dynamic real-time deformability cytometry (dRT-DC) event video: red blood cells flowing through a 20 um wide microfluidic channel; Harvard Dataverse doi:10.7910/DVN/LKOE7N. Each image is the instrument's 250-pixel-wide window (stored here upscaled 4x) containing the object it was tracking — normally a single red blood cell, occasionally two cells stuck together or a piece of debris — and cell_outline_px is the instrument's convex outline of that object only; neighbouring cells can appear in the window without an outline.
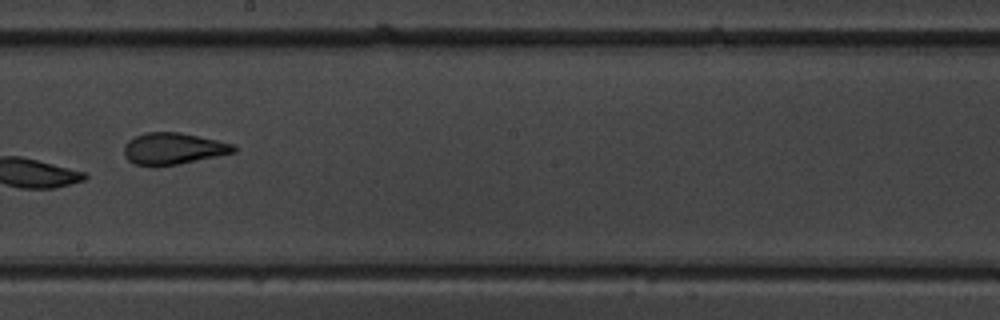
{"species": "common noctule bat (a hibernating species)", "species_latin": "Nyctalus noctula", "temperature_condition": "warm", "stored_images_in_passage": 16, "camera_frame_rate_fps": 3000, "um_per_image_px": 0.085, "animal": {"sex": "male", "body_mass_g": 19.5, "forearm_length_mm": 54.6}, "frame": {"image": 1, "passage_image": 10, "time_ms": 10.333, "image_size_px": [1000, 320], "cell_outline_px": [[236, 152], [156, 168], [136, 164], [128, 160], [124, 156], [124, 144], [128, 140], [144, 132], [180, 132], [236, 144]], "centroid_in_image_um": [14.69, 12.64], "position_along_channel_um": 233.5, "area_um2": 20.4}}
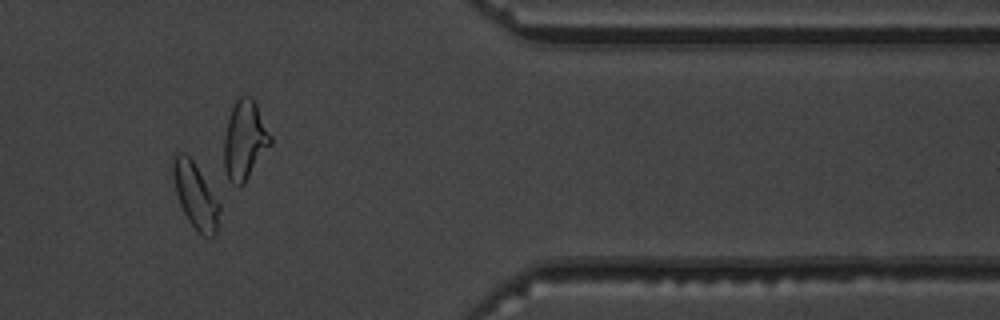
{"frame": {"image": 2, "passage_image": 14, "time_ms": 15.0, "image_size_px": [1000, 320], "cell_outline_px": [[220, 208], [216, 236], [212, 240], [208, 240], [188, 220], [180, 204], [176, 192], [172, 172], [172, 156], [176, 152], [184, 152], [192, 160], [220, 204]], "centroid_in_image_um": [16.61, 16.65], "position_along_channel_um": 394.8, "area_um2": 17.63}, "authors_computed_cell_mechanics": {"area_um2": 20.7213, "velocity_mm_per_s": 3.7472, "shape_relaxation_time_tau1_ms": 7.892, "shape_relaxation_time_tau2_ms": 1.4459, "deformation_change_tau1": 0.1801, "deformation_change_tau2": 0.0583}}